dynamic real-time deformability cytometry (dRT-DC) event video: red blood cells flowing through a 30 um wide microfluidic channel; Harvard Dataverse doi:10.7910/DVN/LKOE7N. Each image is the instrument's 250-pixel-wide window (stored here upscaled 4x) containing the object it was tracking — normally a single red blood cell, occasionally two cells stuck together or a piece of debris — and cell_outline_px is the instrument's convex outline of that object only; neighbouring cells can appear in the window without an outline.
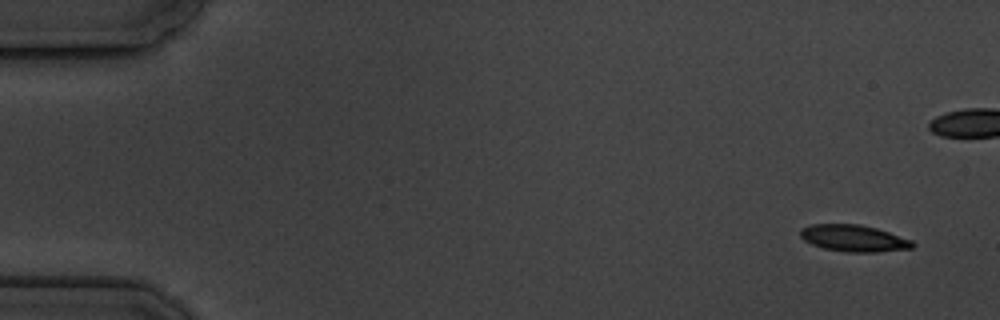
{"species": "common noctule bat (a hibernating species)", "species_latin": "Nyctalus noctula", "temperature_condition": "cold", "stored_images_in_passage": 6, "camera_frame_rate_fps": 3000, "um_per_image_px": 0.085, "animal": {"sex": "male", "body_mass_g": 19.5, "forearm_length_mm": 54.6}, "frame": {"image": 1, "passage_image": 1, "time_ms": 0.0, "image_size_px": [1000, 320], "cell_outline_px": [[916, 244], [912, 248], [876, 252], [848, 252], [824, 248], [812, 244], [804, 240], [800, 236], [800, 228], [812, 224], [860, 224], [876, 228], [912, 240]], "centroid_in_image_um": [72.56, 20.24], "position_along_channel_um": 12.4, "area_um2": 17.4}}
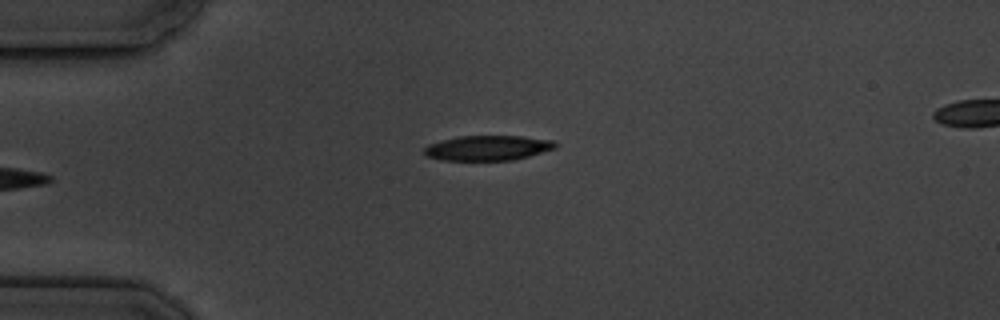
{"frame": {"image": 2, "passage_image": 6, "time_ms": 5.667, "image_size_px": [1000, 320], "cell_outline_px": [[556, 148], [528, 156], [512, 160], [440, 160], [424, 156], [424, 148], [428, 144], [460, 136], [524, 136], [556, 140]], "centroid_in_image_um": [41.47, 12.57], "position_along_channel_um": 43.5, "area_um2": 19.13}}